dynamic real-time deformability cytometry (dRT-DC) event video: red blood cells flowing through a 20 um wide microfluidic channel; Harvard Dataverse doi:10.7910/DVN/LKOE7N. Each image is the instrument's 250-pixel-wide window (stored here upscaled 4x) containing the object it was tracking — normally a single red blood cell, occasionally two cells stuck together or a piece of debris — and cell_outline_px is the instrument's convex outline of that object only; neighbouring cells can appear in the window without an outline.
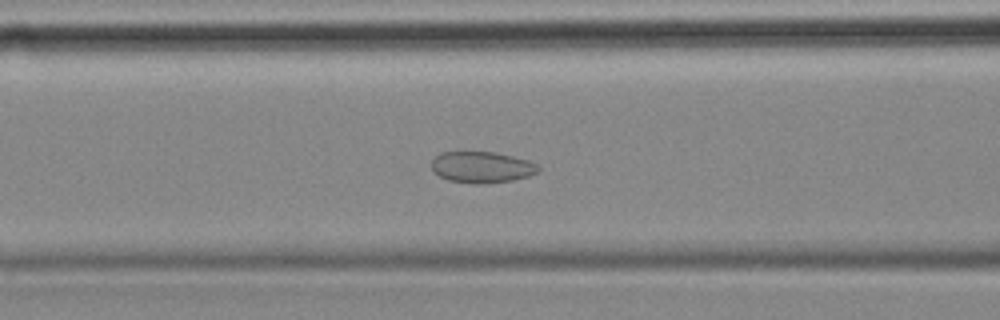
{"species": "common noctule bat (a hibernating species)", "species_latin": "Nyctalus noctula", "temperature_condition": "cold", "stored_images_in_passage": 56, "camera_frame_rate_fps": 3000, "um_per_image_px": 0.085, "animal": {"sex": "female", "body_mass_g": 18.4}, "frame": {"image": 1, "passage_image": 22, "time_ms": 7.0, "image_size_px": [1000, 320], "cell_outline_px": [[540, 172], [528, 176], [512, 180], [484, 184], [472, 184], [448, 180], [432, 172], [432, 160], [440, 152], [496, 152], [528, 160], [536, 164], [540, 168]], "centroid_in_image_um": [40.95, 14.22], "position_along_channel_um": 125.7, "area_um2": 19.59}}
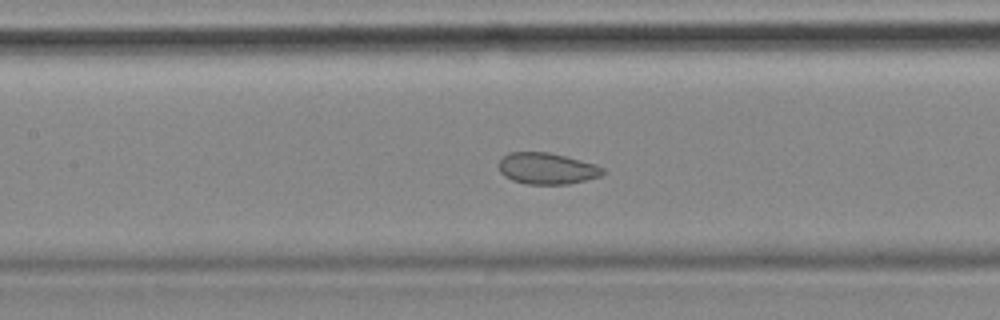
{"frame": {"image": 2, "passage_image": 25, "time_ms": 8.0, "image_size_px": [1000, 320], "cell_outline_px": [[604, 172], [600, 176], [568, 184], [528, 184], [512, 180], [504, 176], [500, 172], [500, 160], [508, 152], [548, 152], [596, 164], [604, 168]], "centroid_in_image_um": [46.48, 14.32], "position_along_channel_um": 160.9, "area_um2": 18.84}}
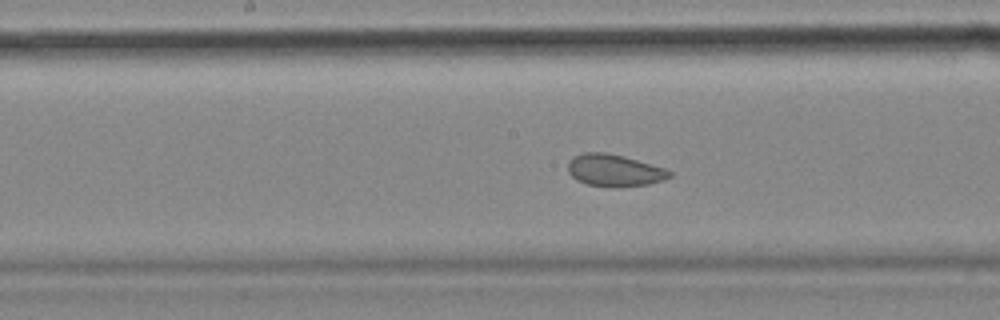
{"frame": {"image": 3, "passage_image": 28, "time_ms": 9.0, "image_size_px": [1000, 320], "cell_outline_px": [[672, 176], [664, 180], [648, 184], [616, 188], [588, 184], [576, 180], [568, 172], [568, 160], [572, 156], [584, 152], [604, 152], [624, 156], [664, 168], [672, 172]], "centroid_in_image_um": [52.2, 14.48], "position_along_channel_um": 196.0, "area_um2": 19.13}, "authors_computed_cell_mechanics": {"area_um2": 22.0507, "velocity_mm_per_s": 3.5292, "shape_relaxation_time_tau1_ms": null, "shape_relaxation_time_tau2_ms": 2.255, "deformation_change_tau1": null, "deformation_change_tau2": 0.0736}}